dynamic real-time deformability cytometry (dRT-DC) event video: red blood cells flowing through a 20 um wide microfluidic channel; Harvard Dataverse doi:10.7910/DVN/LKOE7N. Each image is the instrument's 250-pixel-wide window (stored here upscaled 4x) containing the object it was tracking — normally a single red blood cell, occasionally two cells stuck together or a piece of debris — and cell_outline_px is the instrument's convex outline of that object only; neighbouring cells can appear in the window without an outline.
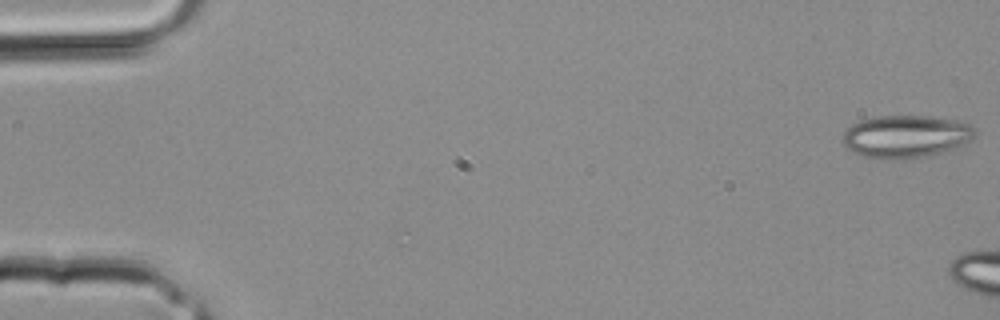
{"species": "common noctule bat (a hibernating species)", "species_latin": "Nyctalus noctula", "temperature_condition": "room temperature", "stored_images_in_passage": 5, "camera_frame_rate_fps": 3000, "um_per_image_px": 0.085, "animal": {"sex": "male", "body_mass_g": 20.4}, "frame": {"image": 1, "passage_image": 1, "time_ms": 0.0, "image_size_px": [1000, 320], "cell_outline_px": [[976, 136], [972, 140], [956, 148], [924, 156], [904, 160], [884, 160], [864, 156], [848, 148], [844, 144], [844, 132], [852, 124], [860, 120], [876, 116], [932, 116], [956, 120], [968, 124], [976, 132]], "centroid_in_image_um": [77.02, 11.6], "position_along_channel_um": 8.0, "area_um2": 32.89}}